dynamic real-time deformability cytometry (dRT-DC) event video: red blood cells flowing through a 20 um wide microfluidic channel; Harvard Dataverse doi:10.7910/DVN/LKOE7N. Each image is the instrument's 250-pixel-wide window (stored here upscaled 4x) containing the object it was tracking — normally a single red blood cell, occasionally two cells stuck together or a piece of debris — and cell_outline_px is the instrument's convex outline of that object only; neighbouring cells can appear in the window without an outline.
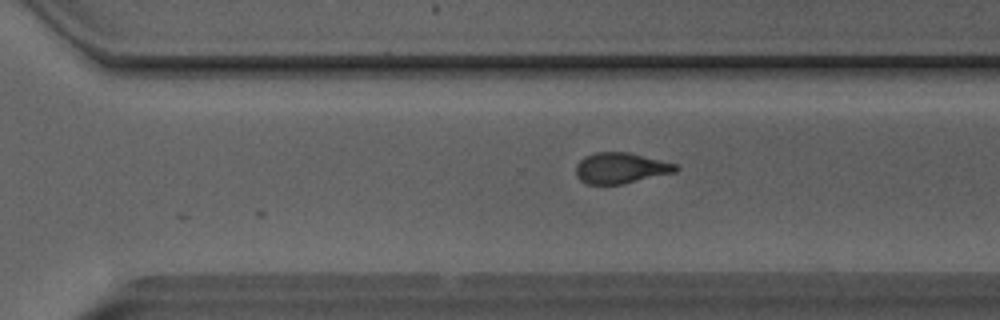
{"species": "Egyptian fruit bat (a non-hibernating species)", "species_latin": "Rousettus aegyptiacus", "temperature_condition": "room temperature", "stored_images_in_passage": 34, "camera_frame_rate_fps": 3000, "um_per_image_px": 0.085, "animal": {"sex": "male"}, "frame": {"image": 1, "passage_image": 34, "time_ms": 11.0, "image_size_px": [1000, 320], "cell_outline_px": [[680, 168], [676, 172], [620, 184], [584, 184], [576, 176], [576, 164], [584, 156], [596, 152], [628, 152], [676, 164]], "centroid_in_image_um": [52.73, 14.28], "position_along_channel_um": 317.9, "area_um2": 17.86}}